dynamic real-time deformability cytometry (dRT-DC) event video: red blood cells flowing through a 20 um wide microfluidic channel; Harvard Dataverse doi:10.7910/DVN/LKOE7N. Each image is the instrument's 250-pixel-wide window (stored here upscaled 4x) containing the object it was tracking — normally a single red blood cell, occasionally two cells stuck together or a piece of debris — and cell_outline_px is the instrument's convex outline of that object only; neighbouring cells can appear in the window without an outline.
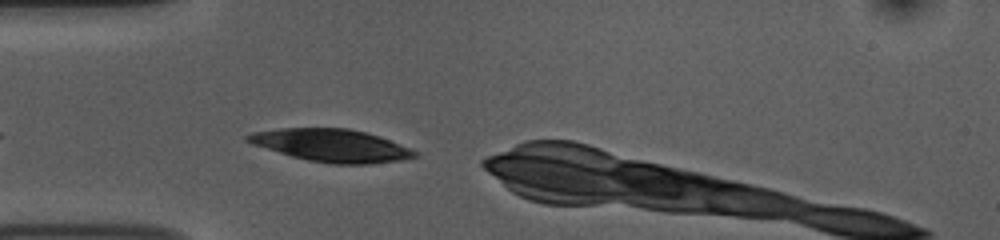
{"species": "common noctule bat (a hibernating species)", "species_latin": "Nyctalus noctula", "temperature_condition": "room temperature", "stored_images_in_passage": 9, "camera_frame_rate_fps": 3000, "um_per_image_px": 0.085, "animal": {"sex": "female", "body_mass_g": 10.0, "forearm_length_mm": 53.1}, "frame": {"image": 1, "passage_image": 1, "time_ms": 0.0, "image_size_px": [1000, 240], "cell_outline_px": [[420, 156], [400, 160], [368, 164], [332, 164], [308, 160], [292, 156], [252, 144], [244, 140], [244, 136], [252, 132], [280, 128], [348, 128], [364, 132], [388, 140], [420, 152]], "centroid_in_image_um": [28.15, 12.36], "position_along_channel_um": 56.8, "area_um2": 31.56}}
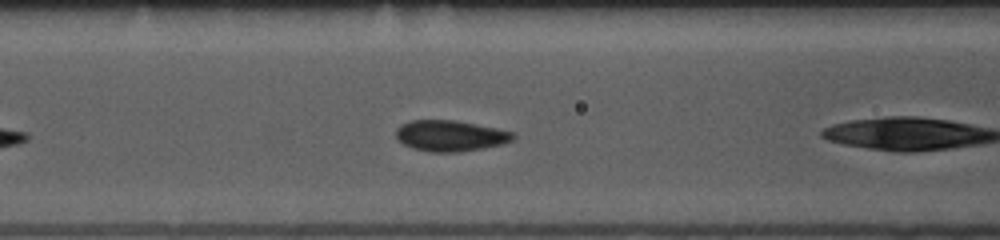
{"frame": {"image": 2, "passage_image": 4, "time_ms": 1.0, "image_size_px": [1000, 240], "cell_outline_px": [[516, 136], [512, 140], [500, 144], [460, 152], [428, 152], [412, 148], [396, 140], [396, 128], [400, 124], [412, 120], [452, 120], [496, 128], [512, 132]], "centroid_in_image_um": [38.2, 11.54], "position_along_channel_um": 128.4, "area_um2": 20.98}}
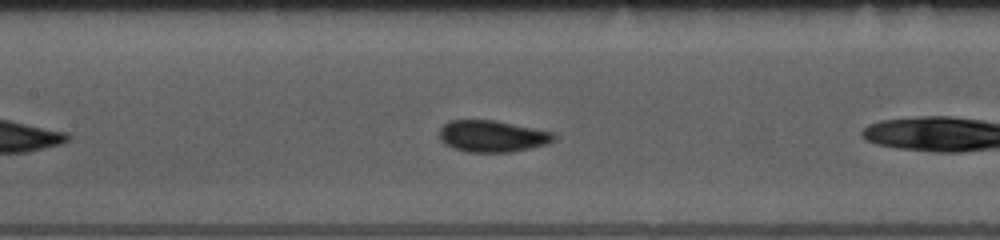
{"frame": {"image": 3, "passage_image": 7, "time_ms": 2.0, "image_size_px": [1000, 240], "cell_outline_px": [[556, 140], [548, 144], [508, 152], [468, 152], [452, 148], [444, 144], [440, 140], [440, 128], [448, 120], [496, 120], [552, 132], [556, 136]], "centroid_in_image_um": [41.82, 11.57], "position_along_channel_um": 165.6, "area_um2": 21.15}}